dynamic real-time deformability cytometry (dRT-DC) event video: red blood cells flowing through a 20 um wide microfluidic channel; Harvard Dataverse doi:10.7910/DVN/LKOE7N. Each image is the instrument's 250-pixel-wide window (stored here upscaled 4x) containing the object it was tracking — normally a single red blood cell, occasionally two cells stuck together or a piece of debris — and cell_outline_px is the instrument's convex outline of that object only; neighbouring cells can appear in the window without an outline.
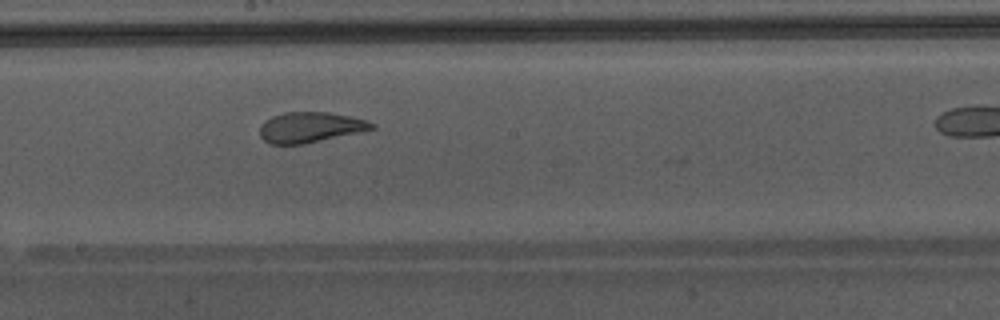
{"species": "Egyptian fruit bat (a non-hibernating species)", "species_latin": "Rousettus aegyptiacus", "temperature_condition": "warm", "stored_images_in_passage": 28, "camera_frame_rate_fps": 3000, "um_per_image_px": 0.085, "animal": {"sex": "male"}, "frame": {"image": 1, "passage_image": 16, "time_ms": 5.0, "image_size_px": [1000, 320], "cell_outline_px": [[376, 128], [304, 144], [268, 144], [260, 136], [260, 124], [264, 120], [272, 116], [284, 112], [328, 112], [368, 120], [376, 124]], "centroid_in_image_um": [26.34, 10.81], "position_along_channel_um": 221.9, "area_um2": 19.88}}